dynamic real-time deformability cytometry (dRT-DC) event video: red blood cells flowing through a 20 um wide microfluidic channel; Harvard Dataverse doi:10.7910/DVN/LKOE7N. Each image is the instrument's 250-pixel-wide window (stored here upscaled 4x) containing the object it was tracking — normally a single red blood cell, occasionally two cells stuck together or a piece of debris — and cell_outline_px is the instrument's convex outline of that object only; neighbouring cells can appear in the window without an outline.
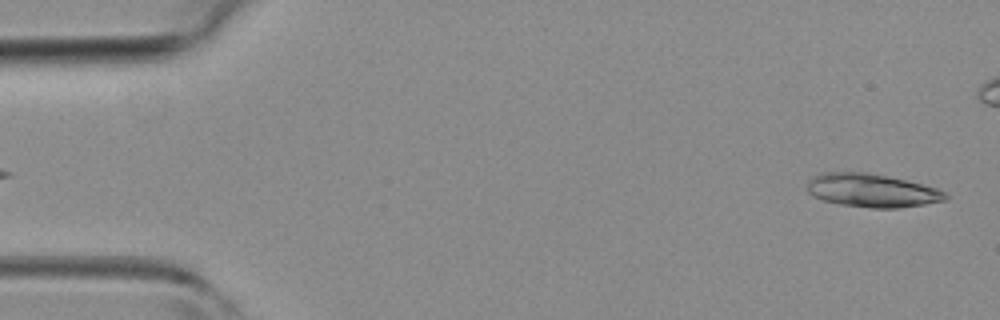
{"species": "common noctule bat (a hibernating species)", "species_latin": "Nyctalus noctula", "temperature_condition": "room temperature", "stored_images_in_passage": 4, "camera_frame_rate_fps": 3000, "um_per_image_px": 0.085, "animal": {"sex": "female", "body_mass_g": 19.3, "forearm_length_mm": 54.1}, "frame": {"image": 1, "passage_image": 4, "time_ms": 4.333, "image_size_px": [1000, 320], "cell_outline_px": [[948, 196], [944, 200], [924, 204], [900, 208], [872, 208], [840, 204], [824, 200], [812, 196], [808, 192], [808, 180], [820, 172], [868, 172], [888, 176], [924, 184], [936, 188], [944, 192]], "centroid_in_image_um": [74.09, 16.18], "position_along_channel_um": 10.9, "area_um2": 26.88}}